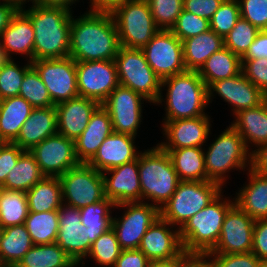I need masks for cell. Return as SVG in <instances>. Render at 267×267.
<instances>
[{
	"mask_svg": "<svg viewBox=\"0 0 267 267\" xmlns=\"http://www.w3.org/2000/svg\"><path fill=\"white\" fill-rule=\"evenodd\" d=\"M148 267H176V257L150 261Z\"/></svg>",
	"mask_w": 267,
	"mask_h": 267,
	"instance_id": "61",
	"label": "cell"
},
{
	"mask_svg": "<svg viewBox=\"0 0 267 267\" xmlns=\"http://www.w3.org/2000/svg\"><path fill=\"white\" fill-rule=\"evenodd\" d=\"M33 106L20 96L0 100V133L4 140L13 143Z\"/></svg>",
	"mask_w": 267,
	"mask_h": 267,
	"instance_id": "32",
	"label": "cell"
},
{
	"mask_svg": "<svg viewBox=\"0 0 267 267\" xmlns=\"http://www.w3.org/2000/svg\"><path fill=\"white\" fill-rule=\"evenodd\" d=\"M8 59L6 58L5 56V53L1 47V44H0V67L7 61Z\"/></svg>",
	"mask_w": 267,
	"mask_h": 267,
	"instance_id": "63",
	"label": "cell"
},
{
	"mask_svg": "<svg viewBox=\"0 0 267 267\" xmlns=\"http://www.w3.org/2000/svg\"><path fill=\"white\" fill-rule=\"evenodd\" d=\"M87 2V0H85ZM79 2L83 3L84 6V0H33V5H40V6H51V7H63L66 8L72 12H74L77 4ZM74 8V9H73Z\"/></svg>",
	"mask_w": 267,
	"mask_h": 267,
	"instance_id": "59",
	"label": "cell"
},
{
	"mask_svg": "<svg viewBox=\"0 0 267 267\" xmlns=\"http://www.w3.org/2000/svg\"><path fill=\"white\" fill-rule=\"evenodd\" d=\"M214 267H259L260 261L252 252L237 254L209 253Z\"/></svg>",
	"mask_w": 267,
	"mask_h": 267,
	"instance_id": "50",
	"label": "cell"
},
{
	"mask_svg": "<svg viewBox=\"0 0 267 267\" xmlns=\"http://www.w3.org/2000/svg\"><path fill=\"white\" fill-rule=\"evenodd\" d=\"M7 142L4 140L3 136L0 133V146L6 144Z\"/></svg>",
	"mask_w": 267,
	"mask_h": 267,
	"instance_id": "66",
	"label": "cell"
},
{
	"mask_svg": "<svg viewBox=\"0 0 267 267\" xmlns=\"http://www.w3.org/2000/svg\"><path fill=\"white\" fill-rule=\"evenodd\" d=\"M138 249L150 261L178 257L184 251L179 228L171 225L160 216L148 228Z\"/></svg>",
	"mask_w": 267,
	"mask_h": 267,
	"instance_id": "22",
	"label": "cell"
},
{
	"mask_svg": "<svg viewBox=\"0 0 267 267\" xmlns=\"http://www.w3.org/2000/svg\"><path fill=\"white\" fill-rule=\"evenodd\" d=\"M259 31L249 21L240 17L234 28L224 38V47L242 57L253 43Z\"/></svg>",
	"mask_w": 267,
	"mask_h": 267,
	"instance_id": "44",
	"label": "cell"
},
{
	"mask_svg": "<svg viewBox=\"0 0 267 267\" xmlns=\"http://www.w3.org/2000/svg\"><path fill=\"white\" fill-rule=\"evenodd\" d=\"M104 195L115 205L141 202L138 158L102 172Z\"/></svg>",
	"mask_w": 267,
	"mask_h": 267,
	"instance_id": "21",
	"label": "cell"
},
{
	"mask_svg": "<svg viewBox=\"0 0 267 267\" xmlns=\"http://www.w3.org/2000/svg\"><path fill=\"white\" fill-rule=\"evenodd\" d=\"M100 104L89 98L76 97L55 106L58 134L76 140L87 127L91 114Z\"/></svg>",
	"mask_w": 267,
	"mask_h": 267,
	"instance_id": "25",
	"label": "cell"
},
{
	"mask_svg": "<svg viewBox=\"0 0 267 267\" xmlns=\"http://www.w3.org/2000/svg\"><path fill=\"white\" fill-rule=\"evenodd\" d=\"M246 174V175H245ZM246 181L235 192V204L254 220L267 219V176L248 169Z\"/></svg>",
	"mask_w": 267,
	"mask_h": 267,
	"instance_id": "27",
	"label": "cell"
},
{
	"mask_svg": "<svg viewBox=\"0 0 267 267\" xmlns=\"http://www.w3.org/2000/svg\"><path fill=\"white\" fill-rule=\"evenodd\" d=\"M29 212L58 210L63 204L59 177L45 176L26 192Z\"/></svg>",
	"mask_w": 267,
	"mask_h": 267,
	"instance_id": "35",
	"label": "cell"
},
{
	"mask_svg": "<svg viewBox=\"0 0 267 267\" xmlns=\"http://www.w3.org/2000/svg\"><path fill=\"white\" fill-rule=\"evenodd\" d=\"M259 267H267V259H262L260 261Z\"/></svg>",
	"mask_w": 267,
	"mask_h": 267,
	"instance_id": "64",
	"label": "cell"
},
{
	"mask_svg": "<svg viewBox=\"0 0 267 267\" xmlns=\"http://www.w3.org/2000/svg\"><path fill=\"white\" fill-rule=\"evenodd\" d=\"M3 192H4V186L0 184V199L2 197Z\"/></svg>",
	"mask_w": 267,
	"mask_h": 267,
	"instance_id": "67",
	"label": "cell"
},
{
	"mask_svg": "<svg viewBox=\"0 0 267 267\" xmlns=\"http://www.w3.org/2000/svg\"><path fill=\"white\" fill-rule=\"evenodd\" d=\"M120 46L142 49L160 30L152 17L147 0H130L112 13Z\"/></svg>",
	"mask_w": 267,
	"mask_h": 267,
	"instance_id": "9",
	"label": "cell"
},
{
	"mask_svg": "<svg viewBox=\"0 0 267 267\" xmlns=\"http://www.w3.org/2000/svg\"><path fill=\"white\" fill-rule=\"evenodd\" d=\"M113 132L111 117L100 104L91 114L87 127L74 140L75 155L80 163H88L97 153L100 145Z\"/></svg>",
	"mask_w": 267,
	"mask_h": 267,
	"instance_id": "26",
	"label": "cell"
},
{
	"mask_svg": "<svg viewBox=\"0 0 267 267\" xmlns=\"http://www.w3.org/2000/svg\"><path fill=\"white\" fill-rule=\"evenodd\" d=\"M225 190L179 229L184 251L208 253L216 246L226 213L235 204Z\"/></svg>",
	"mask_w": 267,
	"mask_h": 267,
	"instance_id": "6",
	"label": "cell"
},
{
	"mask_svg": "<svg viewBox=\"0 0 267 267\" xmlns=\"http://www.w3.org/2000/svg\"><path fill=\"white\" fill-rule=\"evenodd\" d=\"M31 65L45 84L55 106L79 96L76 62L70 56L35 60Z\"/></svg>",
	"mask_w": 267,
	"mask_h": 267,
	"instance_id": "13",
	"label": "cell"
},
{
	"mask_svg": "<svg viewBox=\"0 0 267 267\" xmlns=\"http://www.w3.org/2000/svg\"><path fill=\"white\" fill-rule=\"evenodd\" d=\"M242 72L267 96V59H241Z\"/></svg>",
	"mask_w": 267,
	"mask_h": 267,
	"instance_id": "49",
	"label": "cell"
},
{
	"mask_svg": "<svg viewBox=\"0 0 267 267\" xmlns=\"http://www.w3.org/2000/svg\"><path fill=\"white\" fill-rule=\"evenodd\" d=\"M81 11L72 14L69 56L75 62L114 60L120 42L112 14Z\"/></svg>",
	"mask_w": 267,
	"mask_h": 267,
	"instance_id": "1",
	"label": "cell"
},
{
	"mask_svg": "<svg viewBox=\"0 0 267 267\" xmlns=\"http://www.w3.org/2000/svg\"><path fill=\"white\" fill-rule=\"evenodd\" d=\"M19 96L34 108L55 106L45 84L33 67L24 75Z\"/></svg>",
	"mask_w": 267,
	"mask_h": 267,
	"instance_id": "43",
	"label": "cell"
},
{
	"mask_svg": "<svg viewBox=\"0 0 267 267\" xmlns=\"http://www.w3.org/2000/svg\"><path fill=\"white\" fill-rule=\"evenodd\" d=\"M210 30V21L182 10L177 22L171 28L173 34L181 41L200 35Z\"/></svg>",
	"mask_w": 267,
	"mask_h": 267,
	"instance_id": "47",
	"label": "cell"
},
{
	"mask_svg": "<svg viewBox=\"0 0 267 267\" xmlns=\"http://www.w3.org/2000/svg\"><path fill=\"white\" fill-rule=\"evenodd\" d=\"M138 173L141 202L152 204L160 210L180 182L168 153L157 143L143 149L138 156Z\"/></svg>",
	"mask_w": 267,
	"mask_h": 267,
	"instance_id": "5",
	"label": "cell"
},
{
	"mask_svg": "<svg viewBox=\"0 0 267 267\" xmlns=\"http://www.w3.org/2000/svg\"><path fill=\"white\" fill-rule=\"evenodd\" d=\"M153 106L164 110L162 121L207 115L208 87L198 71L186 70L161 81L160 96Z\"/></svg>",
	"mask_w": 267,
	"mask_h": 267,
	"instance_id": "2",
	"label": "cell"
},
{
	"mask_svg": "<svg viewBox=\"0 0 267 267\" xmlns=\"http://www.w3.org/2000/svg\"><path fill=\"white\" fill-rule=\"evenodd\" d=\"M114 208L115 204L105 197L97 203L79 209L81 223L87 227L91 243L112 228Z\"/></svg>",
	"mask_w": 267,
	"mask_h": 267,
	"instance_id": "37",
	"label": "cell"
},
{
	"mask_svg": "<svg viewBox=\"0 0 267 267\" xmlns=\"http://www.w3.org/2000/svg\"><path fill=\"white\" fill-rule=\"evenodd\" d=\"M44 177L33 154L25 150L2 185L7 190L27 192Z\"/></svg>",
	"mask_w": 267,
	"mask_h": 267,
	"instance_id": "36",
	"label": "cell"
},
{
	"mask_svg": "<svg viewBox=\"0 0 267 267\" xmlns=\"http://www.w3.org/2000/svg\"><path fill=\"white\" fill-rule=\"evenodd\" d=\"M223 190L214 181H180L169 201L160 209V216L180 229Z\"/></svg>",
	"mask_w": 267,
	"mask_h": 267,
	"instance_id": "7",
	"label": "cell"
},
{
	"mask_svg": "<svg viewBox=\"0 0 267 267\" xmlns=\"http://www.w3.org/2000/svg\"><path fill=\"white\" fill-rule=\"evenodd\" d=\"M211 117L208 113L196 118L159 121L163 139L156 142L162 149L204 147L214 126Z\"/></svg>",
	"mask_w": 267,
	"mask_h": 267,
	"instance_id": "15",
	"label": "cell"
},
{
	"mask_svg": "<svg viewBox=\"0 0 267 267\" xmlns=\"http://www.w3.org/2000/svg\"><path fill=\"white\" fill-rule=\"evenodd\" d=\"M22 61L8 59L0 67V100L19 96L24 75L32 67L31 62Z\"/></svg>",
	"mask_w": 267,
	"mask_h": 267,
	"instance_id": "42",
	"label": "cell"
},
{
	"mask_svg": "<svg viewBox=\"0 0 267 267\" xmlns=\"http://www.w3.org/2000/svg\"><path fill=\"white\" fill-rule=\"evenodd\" d=\"M28 213L26 192L4 189L0 199V229L24 224Z\"/></svg>",
	"mask_w": 267,
	"mask_h": 267,
	"instance_id": "41",
	"label": "cell"
},
{
	"mask_svg": "<svg viewBox=\"0 0 267 267\" xmlns=\"http://www.w3.org/2000/svg\"><path fill=\"white\" fill-rule=\"evenodd\" d=\"M121 251L115 231L110 228L92 243L89 254L78 267H89V263L92 261L93 264L90 267H113Z\"/></svg>",
	"mask_w": 267,
	"mask_h": 267,
	"instance_id": "39",
	"label": "cell"
},
{
	"mask_svg": "<svg viewBox=\"0 0 267 267\" xmlns=\"http://www.w3.org/2000/svg\"><path fill=\"white\" fill-rule=\"evenodd\" d=\"M163 150L168 153L180 181H207L203 147Z\"/></svg>",
	"mask_w": 267,
	"mask_h": 267,
	"instance_id": "31",
	"label": "cell"
},
{
	"mask_svg": "<svg viewBox=\"0 0 267 267\" xmlns=\"http://www.w3.org/2000/svg\"><path fill=\"white\" fill-rule=\"evenodd\" d=\"M241 72V57L226 47L213 53L198 71L207 87L215 81L232 78Z\"/></svg>",
	"mask_w": 267,
	"mask_h": 267,
	"instance_id": "34",
	"label": "cell"
},
{
	"mask_svg": "<svg viewBox=\"0 0 267 267\" xmlns=\"http://www.w3.org/2000/svg\"><path fill=\"white\" fill-rule=\"evenodd\" d=\"M101 105L111 117L113 132L140 137L143 113H146L144 108L152 104L139 93L119 84Z\"/></svg>",
	"mask_w": 267,
	"mask_h": 267,
	"instance_id": "11",
	"label": "cell"
},
{
	"mask_svg": "<svg viewBox=\"0 0 267 267\" xmlns=\"http://www.w3.org/2000/svg\"><path fill=\"white\" fill-rule=\"evenodd\" d=\"M224 0H183V10L211 20Z\"/></svg>",
	"mask_w": 267,
	"mask_h": 267,
	"instance_id": "52",
	"label": "cell"
},
{
	"mask_svg": "<svg viewBox=\"0 0 267 267\" xmlns=\"http://www.w3.org/2000/svg\"><path fill=\"white\" fill-rule=\"evenodd\" d=\"M76 72L79 96L99 104L119 85L114 60L76 62Z\"/></svg>",
	"mask_w": 267,
	"mask_h": 267,
	"instance_id": "17",
	"label": "cell"
},
{
	"mask_svg": "<svg viewBox=\"0 0 267 267\" xmlns=\"http://www.w3.org/2000/svg\"><path fill=\"white\" fill-rule=\"evenodd\" d=\"M159 29L171 30L183 10V0H147Z\"/></svg>",
	"mask_w": 267,
	"mask_h": 267,
	"instance_id": "45",
	"label": "cell"
},
{
	"mask_svg": "<svg viewBox=\"0 0 267 267\" xmlns=\"http://www.w3.org/2000/svg\"><path fill=\"white\" fill-rule=\"evenodd\" d=\"M85 10L112 13L117 7L130 0H87ZM89 6V7H88Z\"/></svg>",
	"mask_w": 267,
	"mask_h": 267,
	"instance_id": "58",
	"label": "cell"
},
{
	"mask_svg": "<svg viewBox=\"0 0 267 267\" xmlns=\"http://www.w3.org/2000/svg\"><path fill=\"white\" fill-rule=\"evenodd\" d=\"M33 245L25 224L0 229V266L20 263Z\"/></svg>",
	"mask_w": 267,
	"mask_h": 267,
	"instance_id": "33",
	"label": "cell"
},
{
	"mask_svg": "<svg viewBox=\"0 0 267 267\" xmlns=\"http://www.w3.org/2000/svg\"><path fill=\"white\" fill-rule=\"evenodd\" d=\"M8 267H29V266L21 265L20 263H16V264L9 265Z\"/></svg>",
	"mask_w": 267,
	"mask_h": 267,
	"instance_id": "65",
	"label": "cell"
},
{
	"mask_svg": "<svg viewBox=\"0 0 267 267\" xmlns=\"http://www.w3.org/2000/svg\"><path fill=\"white\" fill-rule=\"evenodd\" d=\"M58 223L55 242L79 265L92 246L87 227L81 223L79 209L63 203L58 209Z\"/></svg>",
	"mask_w": 267,
	"mask_h": 267,
	"instance_id": "20",
	"label": "cell"
},
{
	"mask_svg": "<svg viewBox=\"0 0 267 267\" xmlns=\"http://www.w3.org/2000/svg\"><path fill=\"white\" fill-rule=\"evenodd\" d=\"M64 204L81 209L105 198L102 172L79 163L59 177Z\"/></svg>",
	"mask_w": 267,
	"mask_h": 267,
	"instance_id": "12",
	"label": "cell"
},
{
	"mask_svg": "<svg viewBox=\"0 0 267 267\" xmlns=\"http://www.w3.org/2000/svg\"><path fill=\"white\" fill-rule=\"evenodd\" d=\"M230 120L251 153L267 143V99L257 107L240 110Z\"/></svg>",
	"mask_w": 267,
	"mask_h": 267,
	"instance_id": "29",
	"label": "cell"
},
{
	"mask_svg": "<svg viewBox=\"0 0 267 267\" xmlns=\"http://www.w3.org/2000/svg\"><path fill=\"white\" fill-rule=\"evenodd\" d=\"M183 58L187 71H199L205 61L224 47V38L211 29L182 41Z\"/></svg>",
	"mask_w": 267,
	"mask_h": 267,
	"instance_id": "30",
	"label": "cell"
},
{
	"mask_svg": "<svg viewBox=\"0 0 267 267\" xmlns=\"http://www.w3.org/2000/svg\"><path fill=\"white\" fill-rule=\"evenodd\" d=\"M20 264L29 267H78L56 242L33 245Z\"/></svg>",
	"mask_w": 267,
	"mask_h": 267,
	"instance_id": "38",
	"label": "cell"
},
{
	"mask_svg": "<svg viewBox=\"0 0 267 267\" xmlns=\"http://www.w3.org/2000/svg\"><path fill=\"white\" fill-rule=\"evenodd\" d=\"M267 59V30H260L241 59Z\"/></svg>",
	"mask_w": 267,
	"mask_h": 267,
	"instance_id": "56",
	"label": "cell"
},
{
	"mask_svg": "<svg viewBox=\"0 0 267 267\" xmlns=\"http://www.w3.org/2000/svg\"><path fill=\"white\" fill-rule=\"evenodd\" d=\"M255 220L234 204L226 213L220 238L208 253L237 254L252 251Z\"/></svg>",
	"mask_w": 267,
	"mask_h": 267,
	"instance_id": "19",
	"label": "cell"
},
{
	"mask_svg": "<svg viewBox=\"0 0 267 267\" xmlns=\"http://www.w3.org/2000/svg\"><path fill=\"white\" fill-rule=\"evenodd\" d=\"M216 99L228 105L232 117L240 110L257 107L267 96L241 72L232 78L215 81L208 87L209 107L212 108Z\"/></svg>",
	"mask_w": 267,
	"mask_h": 267,
	"instance_id": "16",
	"label": "cell"
},
{
	"mask_svg": "<svg viewBox=\"0 0 267 267\" xmlns=\"http://www.w3.org/2000/svg\"><path fill=\"white\" fill-rule=\"evenodd\" d=\"M0 2L12 4L18 10H22L33 4V0H0Z\"/></svg>",
	"mask_w": 267,
	"mask_h": 267,
	"instance_id": "62",
	"label": "cell"
},
{
	"mask_svg": "<svg viewBox=\"0 0 267 267\" xmlns=\"http://www.w3.org/2000/svg\"><path fill=\"white\" fill-rule=\"evenodd\" d=\"M29 151L42 173L48 177H60L80 163L75 155L74 140L58 133L47 137Z\"/></svg>",
	"mask_w": 267,
	"mask_h": 267,
	"instance_id": "18",
	"label": "cell"
},
{
	"mask_svg": "<svg viewBox=\"0 0 267 267\" xmlns=\"http://www.w3.org/2000/svg\"><path fill=\"white\" fill-rule=\"evenodd\" d=\"M210 132L204 148L207 181H214L223 188L230 185L232 172L240 175L251 168V152L242 136L228 123L219 134ZM217 134V135H216ZM212 136L213 139H210ZM215 136V137H214ZM238 171V172H237Z\"/></svg>",
	"mask_w": 267,
	"mask_h": 267,
	"instance_id": "3",
	"label": "cell"
},
{
	"mask_svg": "<svg viewBox=\"0 0 267 267\" xmlns=\"http://www.w3.org/2000/svg\"><path fill=\"white\" fill-rule=\"evenodd\" d=\"M136 138L130 134L112 132L88 164L99 172H104L136 160L142 151Z\"/></svg>",
	"mask_w": 267,
	"mask_h": 267,
	"instance_id": "23",
	"label": "cell"
},
{
	"mask_svg": "<svg viewBox=\"0 0 267 267\" xmlns=\"http://www.w3.org/2000/svg\"><path fill=\"white\" fill-rule=\"evenodd\" d=\"M240 17L259 30H267V0H238Z\"/></svg>",
	"mask_w": 267,
	"mask_h": 267,
	"instance_id": "48",
	"label": "cell"
},
{
	"mask_svg": "<svg viewBox=\"0 0 267 267\" xmlns=\"http://www.w3.org/2000/svg\"><path fill=\"white\" fill-rule=\"evenodd\" d=\"M141 50L161 80L186 71L182 41L171 30L160 29Z\"/></svg>",
	"mask_w": 267,
	"mask_h": 267,
	"instance_id": "14",
	"label": "cell"
},
{
	"mask_svg": "<svg viewBox=\"0 0 267 267\" xmlns=\"http://www.w3.org/2000/svg\"><path fill=\"white\" fill-rule=\"evenodd\" d=\"M251 169L267 176V143L262 144L251 153Z\"/></svg>",
	"mask_w": 267,
	"mask_h": 267,
	"instance_id": "57",
	"label": "cell"
},
{
	"mask_svg": "<svg viewBox=\"0 0 267 267\" xmlns=\"http://www.w3.org/2000/svg\"><path fill=\"white\" fill-rule=\"evenodd\" d=\"M240 18L238 0H224L210 20V29L225 38Z\"/></svg>",
	"mask_w": 267,
	"mask_h": 267,
	"instance_id": "46",
	"label": "cell"
},
{
	"mask_svg": "<svg viewBox=\"0 0 267 267\" xmlns=\"http://www.w3.org/2000/svg\"><path fill=\"white\" fill-rule=\"evenodd\" d=\"M114 212L112 229L122 250L138 249L148 228L160 217V210L147 202L115 205Z\"/></svg>",
	"mask_w": 267,
	"mask_h": 267,
	"instance_id": "10",
	"label": "cell"
},
{
	"mask_svg": "<svg viewBox=\"0 0 267 267\" xmlns=\"http://www.w3.org/2000/svg\"><path fill=\"white\" fill-rule=\"evenodd\" d=\"M24 224L34 245L54 243L59 231L58 210L29 212Z\"/></svg>",
	"mask_w": 267,
	"mask_h": 267,
	"instance_id": "40",
	"label": "cell"
},
{
	"mask_svg": "<svg viewBox=\"0 0 267 267\" xmlns=\"http://www.w3.org/2000/svg\"><path fill=\"white\" fill-rule=\"evenodd\" d=\"M114 61L119 84L139 93L154 105L160 96L162 80L147 63L143 51L120 46Z\"/></svg>",
	"mask_w": 267,
	"mask_h": 267,
	"instance_id": "8",
	"label": "cell"
},
{
	"mask_svg": "<svg viewBox=\"0 0 267 267\" xmlns=\"http://www.w3.org/2000/svg\"><path fill=\"white\" fill-rule=\"evenodd\" d=\"M150 260L139 249L122 250L113 267H148Z\"/></svg>",
	"mask_w": 267,
	"mask_h": 267,
	"instance_id": "55",
	"label": "cell"
},
{
	"mask_svg": "<svg viewBox=\"0 0 267 267\" xmlns=\"http://www.w3.org/2000/svg\"><path fill=\"white\" fill-rule=\"evenodd\" d=\"M251 252L259 260L267 259V219L255 220Z\"/></svg>",
	"mask_w": 267,
	"mask_h": 267,
	"instance_id": "53",
	"label": "cell"
},
{
	"mask_svg": "<svg viewBox=\"0 0 267 267\" xmlns=\"http://www.w3.org/2000/svg\"><path fill=\"white\" fill-rule=\"evenodd\" d=\"M22 11L34 27V61L69 56L72 11L33 4Z\"/></svg>",
	"mask_w": 267,
	"mask_h": 267,
	"instance_id": "4",
	"label": "cell"
},
{
	"mask_svg": "<svg viewBox=\"0 0 267 267\" xmlns=\"http://www.w3.org/2000/svg\"><path fill=\"white\" fill-rule=\"evenodd\" d=\"M57 133L58 123L55 106L33 108L13 143L21 149L29 151L47 137Z\"/></svg>",
	"mask_w": 267,
	"mask_h": 267,
	"instance_id": "28",
	"label": "cell"
},
{
	"mask_svg": "<svg viewBox=\"0 0 267 267\" xmlns=\"http://www.w3.org/2000/svg\"><path fill=\"white\" fill-rule=\"evenodd\" d=\"M34 40V27L22 10L16 12L10 24L0 34V44L7 59L20 60L21 57L29 62L34 61Z\"/></svg>",
	"mask_w": 267,
	"mask_h": 267,
	"instance_id": "24",
	"label": "cell"
},
{
	"mask_svg": "<svg viewBox=\"0 0 267 267\" xmlns=\"http://www.w3.org/2000/svg\"><path fill=\"white\" fill-rule=\"evenodd\" d=\"M176 267H214L209 253L183 251L176 257Z\"/></svg>",
	"mask_w": 267,
	"mask_h": 267,
	"instance_id": "54",
	"label": "cell"
},
{
	"mask_svg": "<svg viewBox=\"0 0 267 267\" xmlns=\"http://www.w3.org/2000/svg\"><path fill=\"white\" fill-rule=\"evenodd\" d=\"M17 11L18 9L12 4L0 2V34L10 24L12 17Z\"/></svg>",
	"mask_w": 267,
	"mask_h": 267,
	"instance_id": "60",
	"label": "cell"
},
{
	"mask_svg": "<svg viewBox=\"0 0 267 267\" xmlns=\"http://www.w3.org/2000/svg\"><path fill=\"white\" fill-rule=\"evenodd\" d=\"M25 150L17 144L9 143L0 146V184H3L10 170Z\"/></svg>",
	"mask_w": 267,
	"mask_h": 267,
	"instance_id": "51",
	"label": "cell"
}]
</instances>
